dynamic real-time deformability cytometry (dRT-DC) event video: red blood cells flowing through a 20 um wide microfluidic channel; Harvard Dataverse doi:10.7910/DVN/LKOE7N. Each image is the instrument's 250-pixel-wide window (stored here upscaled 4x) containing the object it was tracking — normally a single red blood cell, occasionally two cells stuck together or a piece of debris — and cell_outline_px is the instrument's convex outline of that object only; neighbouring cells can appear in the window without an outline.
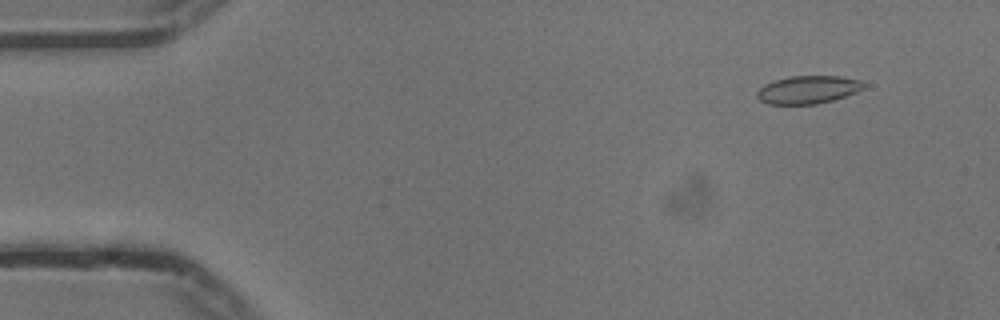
{"species": "common noctule bat (a hibernating species)", "species_latin": "Nyctalus noctula", "temperature_condition": "cold", "stored_images_in_passage": 54, "camera_frame_rate_fps": 3000, "um_per_image_px": 0.085, "animal": {"sex": "male", "body_mass_g": 13.3}, "frame": {"image": 1, "passage_image": 5, "time_ms": 1.333, "image_size_px": [1000, 320], "cell_outline_px": [[864, 88], [856, 92], [832, 100], [816, 104], [768, 104], [760, 100], [756, 96], [756, 92], [764, 84], [772, 80], [788, 76], [840, 76], [860, 80], [864, 84]], "centroid_in_image_um": [68.63, 7.61], "position_along_channel_um": 16.4, "area_um2": 17.4}}
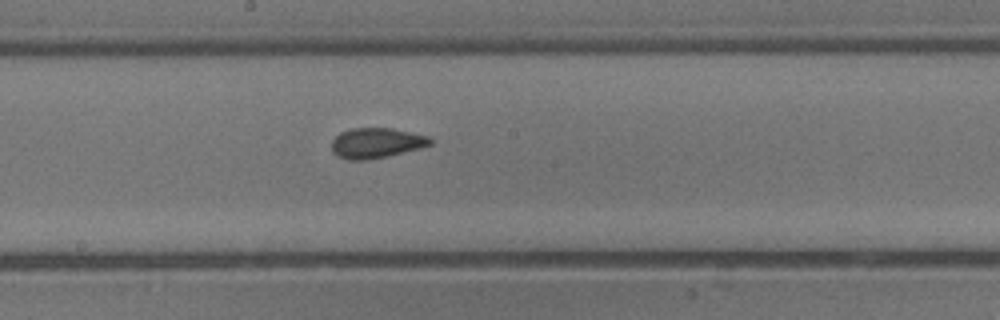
{"frame": {"image": 2, "passage_image": 29, "time_ms": 9.333, "image_size_px": [1000, 320], "cell_outline_px": [[432, 144], [420, 148], [368, 160], [348, 160], [336, 156], [332, 152], [332, 140], [340, 132], [352, 128], [392, 128], [428, 136], [432, 140]], "centroid_in_image_um": [31.95, 12.15], "position_along_channel_um": 216.2, "area_um2": 17.34}}
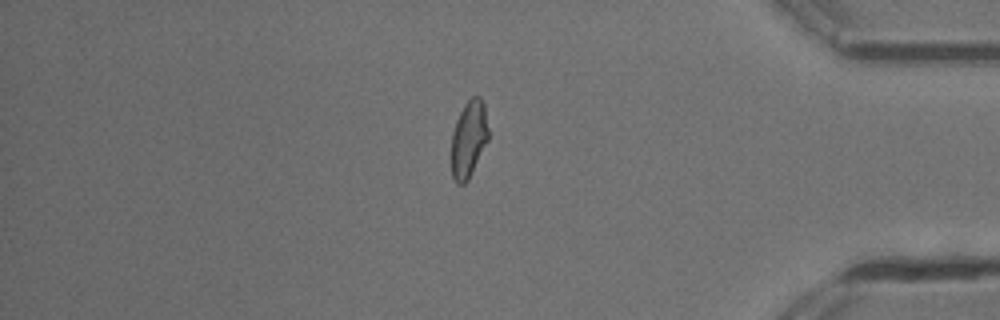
{"frame": {"image": 3, "passage_image": 46, "time_ms": 15.0, "image_size_px": [1000, 320], "cell_outline_px": [[488, 140], [468, 180], [464, 184], [456, 184], [452, 176], [452, 132], [456, 120], [464, 104], [472, 96], [480, 96], [484, 104], [488, 128]], "centroid_in_image_um": [39.84, 11.81], "position_along_channel_um": 395.4, "area_um2": 16.53}, "authors_computed_cell_mechanics": {"area_um2": 17.2533, "velocity_mm_per_s": 3.7449, "shape_relaxation_time_tau1_ms": 9.8227, "shape_relaxation_time_tau2_ms": 0.8311, "deformation_change_tau1": 0.1784, "deformation_change_tau2": 0.0509}}